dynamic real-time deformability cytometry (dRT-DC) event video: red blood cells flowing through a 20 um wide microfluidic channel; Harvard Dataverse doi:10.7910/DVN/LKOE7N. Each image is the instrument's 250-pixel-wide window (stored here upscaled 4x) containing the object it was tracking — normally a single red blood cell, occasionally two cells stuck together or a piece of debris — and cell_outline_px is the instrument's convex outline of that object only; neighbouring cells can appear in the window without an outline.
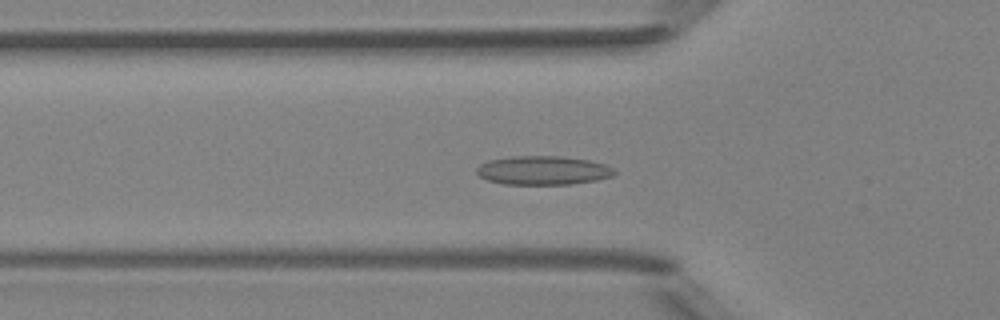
{"species": "Egyptian fruit bat (a non-hibernating species)", "species_latin": "Rousettus aegyptiacus", "temperature_condition": "room temperature", "stored_images_in_passage": 48, "camera_frame_rate_fps": 3000, "um_per_image_px": 0.085, "animal": {"sex": "female"}, "frame": {"image": 1, "passage_image": 16, "time_ms": 5.0, "image_size_px": [1000, 320], "cell_outline_px": [[616, 172], [612, 176], [596, 180], [572, 184], [504, 184], [488, 180], [480, 176], [476, 172], [476, 168], [480, 164], [488, 160], [512, 156], [560, 156], [588, 160], [608, 164]], "centroid_in_image_um": [46.16, 14.48], "position_along_channel_um": 79.6, "area_um2": 23.18}}
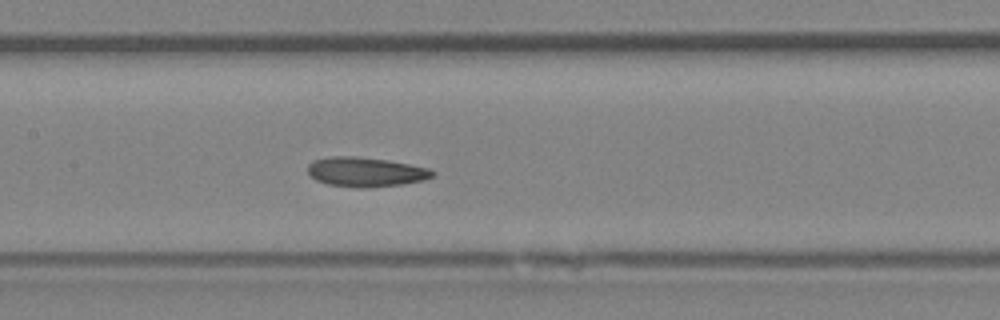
{"frame": {"image": 2, "passage_image": 23, "time_ms": 7.333, "image_size_px": [1000, 320], "cell_outline_px": [[436, 172], [432, 176], [424, 180], [404, 184], [372, 188], [352, 188], [328, 184], [316, 180], [308, 172], [308, 164], [312, 160], [332, 156], [356, 156], [388, 160], [428, 168]], "centroid_in_image_um": [31.07, 14.62], "position_along_channel_um": 176.3, "area_um2": 21.68}}
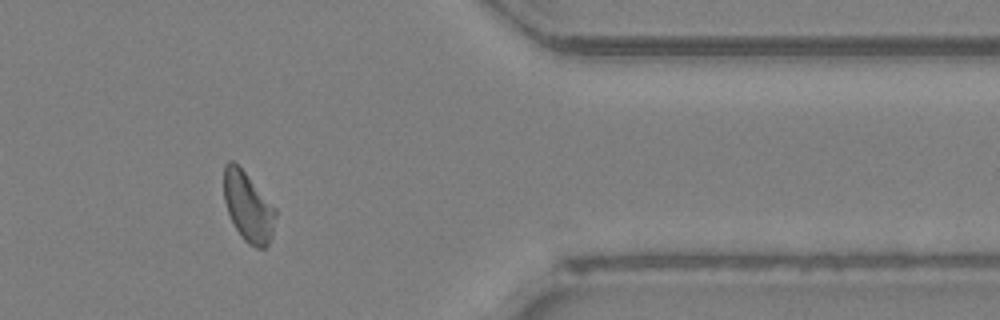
{"frame": {"image": 3, "passage_image": 40, "time_ms": 13.0, "image_size_px": [1000, 320], "cell_outline_px": [[276, 216], [272, 236], [268, 244], [264, 248], [256, 248], [248, 244], [244, 240], [236, 228], [228, 212], [224, 200], [224, 164], [228, 160], [232, 160], [244, 172], [276, 208]], "centroid_in_image_um": [21.09, 17.6], "position_along_channel_um": 390.3, "area_um2": 20.69}, "authors_computed_cell_mechanics": {"area_um2": 21.1548, "velocity_mm_per_s": 4.1557, "shape_relaxation_time_tau1_ms": 8.3614, "shape_relaxation_time_tau2_ms": 5.7073, "deformation_change_tau1": 0.1266, "deformation_change_tau2": 0.1157}}